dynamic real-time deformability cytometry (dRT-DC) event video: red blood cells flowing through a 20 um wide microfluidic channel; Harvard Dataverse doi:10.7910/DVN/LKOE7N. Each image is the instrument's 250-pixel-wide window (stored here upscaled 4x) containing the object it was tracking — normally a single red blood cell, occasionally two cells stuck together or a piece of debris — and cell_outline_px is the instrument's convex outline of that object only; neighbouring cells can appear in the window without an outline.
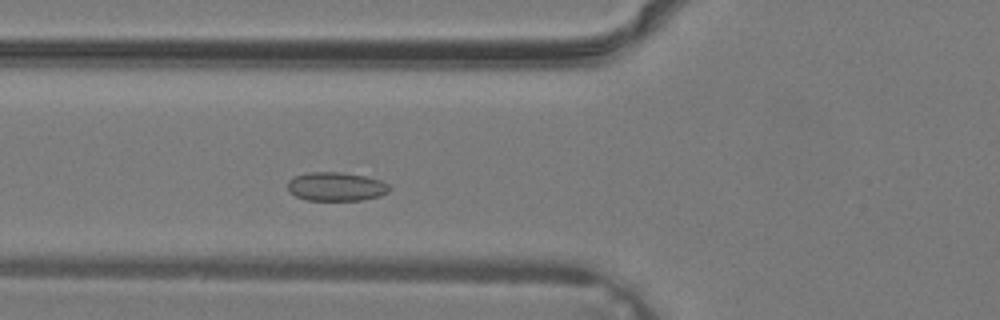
{"species": "common noctule bat (a hibernating species)", "species_latin": "Nyctalus noctula", "temperature_condition": "warm", "stored_images_in_passage": 26, "camera_frame_rate_fps": 3000, "um_per_image_px": 0.085, "animal": {"sex": "male", "body_mass_g": 19.2, "forearm_length_mm": 51.8}, "frame": {"image": 1, "passage_image": 8, "time_ms": 2.333, "image_size_px": [1000, 320], "cell_outline_px": [[392, 188], [388, 192], [380, 196], [360, 200], [304, 200], [288, 192], [288, 180], [296, 176], [308, 172], [340, 172], [364, 176], [380, 180], [388, 184]], "centroid_in_image_um": [28.56, 15.86], "position_along_channel_um": 97.2, "area_um2": 17.11}}
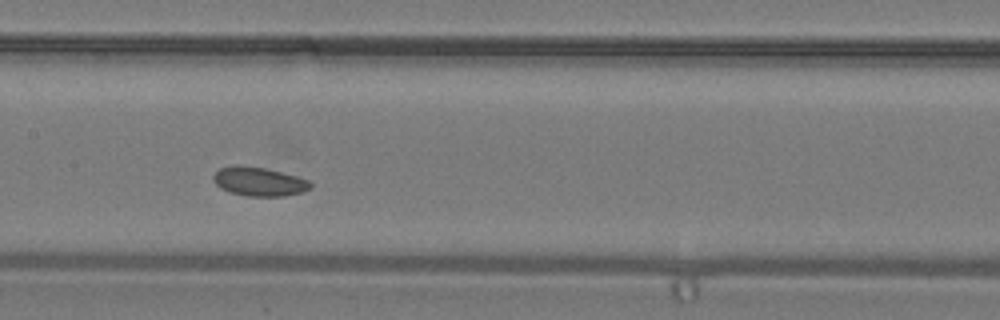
{"frame": {"image": 2, "passage_image": 13, "time_ms": 4.0, "image_size_px": [1000, 320], "cell_outline_px": [[312, 188], [304, 192], [284, 196], [244, 196], [228, 192], [220, 188], [212, 180], [212, 176], [220, 168], [236, 164], [240, 164], [264, 168], [296, 176], [308, 180], [312, 184]], "centroid_in_image_um": [21.99, 15.44], "position_along_channel_um": 185.4, "area_um2": 16.59}}
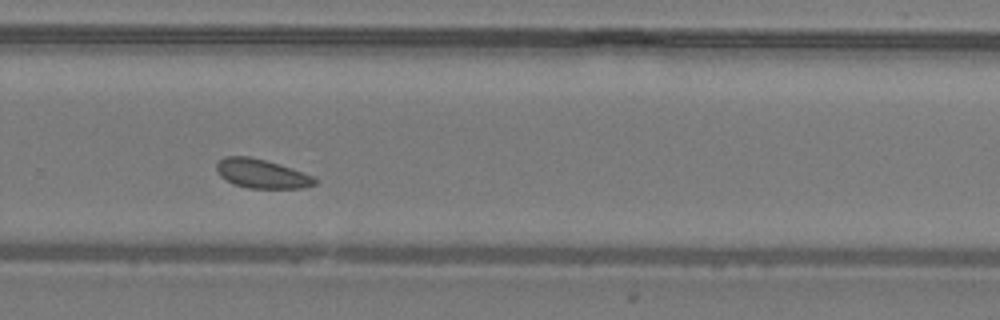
{"frame": {"image": 3, "passage_image": 20, "time_ms": 6.333, "image_size_px": [1000, 320], "cell_outline_px": [[316, 184], [304, 188], [248, 188], [232, 184], [220, 176], [216, 168], [216, 164], [224, 156], [248, 156], [280, 164], [292, 168], [312, 176], [316, 180]], "centroid_in_image_um": [22.22, 14.77], "position_along_channel_um": 307.6, "area_um2": 16.59}}